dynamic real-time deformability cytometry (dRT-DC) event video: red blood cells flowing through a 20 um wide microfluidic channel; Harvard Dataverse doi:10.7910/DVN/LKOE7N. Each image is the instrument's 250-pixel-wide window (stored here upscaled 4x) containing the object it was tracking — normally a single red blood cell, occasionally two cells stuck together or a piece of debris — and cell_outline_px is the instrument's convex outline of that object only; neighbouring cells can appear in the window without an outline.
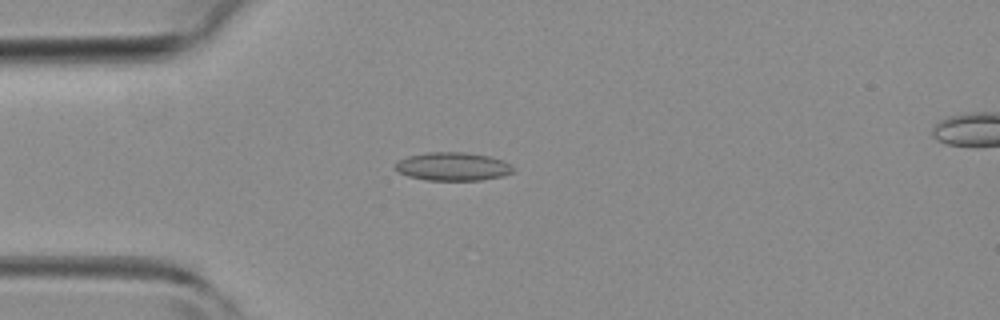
{"species": "common noctule bat (a hibernating species)", "species_latin": "Nyctalus noctula", "temperature_condition": "room temperature", "stored_images_in_passage": 45, "camera_frame_rate_fps": 3000, "um_per_image_px": 0.085, "animal": {"sex": "female", "body_mass_g": 19.3, "forearm_length_mm": 54.1}, "frame": {"image": 1, "passage_image": 12, "time_ms": 3.667, "image_size_px": [1000, 320], "cell_outline_px": [[516, 172], [504, 176], [480, 180], [424, 180], [408, 176], [392, 168], [396, 160], [408, 156], [424, 152], [464, 152], [492, 156], [504, 160], [512, 164], [516, 168]], "centroid_in_image_um": [38.52, 14.14], "position_along_channel_um": 46.5, "area_um2": 20.06}}
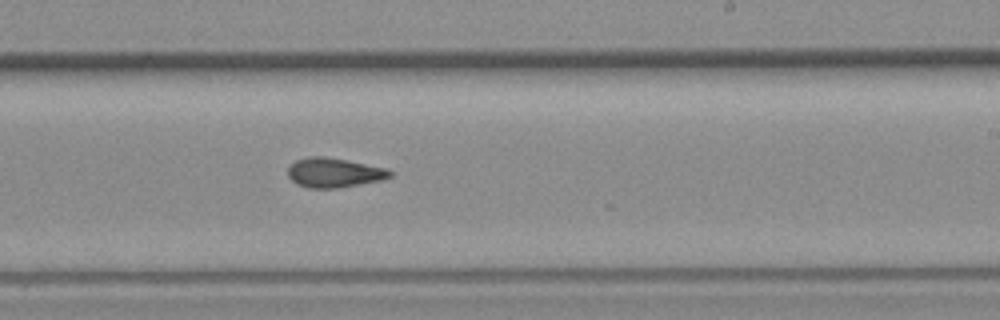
{"frame": {"image": 2, "passage_image": 27, "time_ms": 8.667, "image_size_px": [1000, 320], "cell_outline_px": [[392, 176], [380, 180], [336, 188], [308, 188], [296, 184], [288, 176], [288, 168], [296, 160], [312, 156], [324, 156], [388, 168], [392, 172]], "centroid_in_image_um": [28.38, 14.68], "position_along_channel_um": 260.6, "area_um2": 17.4}}
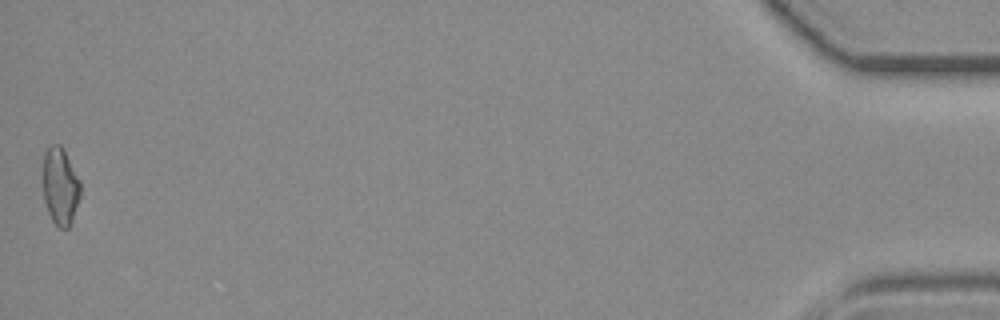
{"frame": {"image": 3, "passage_image": 45, "time_ms": 14.667, "image_size_px": [1000, 320], "cell_outline_px": [[80, 196], [72, 220], [68, 228], [60, 228], [52, 220], [48, 212], [44, 200], [44, 152], [52, 144], [60, 144], [80, 180]], "centroid_in_image_um": [5.13, 15.84], "position_along_channel_um": 430.1, "area_um2": 16.53}}